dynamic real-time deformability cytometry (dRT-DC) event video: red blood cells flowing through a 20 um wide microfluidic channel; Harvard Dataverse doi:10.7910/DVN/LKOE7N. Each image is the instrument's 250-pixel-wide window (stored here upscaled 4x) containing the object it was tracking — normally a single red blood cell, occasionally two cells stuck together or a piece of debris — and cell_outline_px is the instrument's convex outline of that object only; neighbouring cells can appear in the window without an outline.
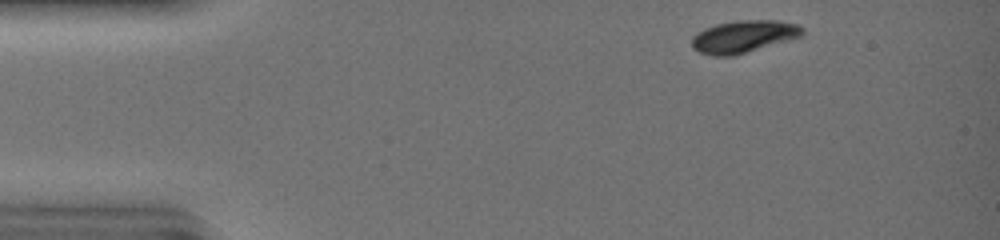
{"species": "common noctule bat (a hibernating species)", "species_latin": "Nyctalus noctula", "temperature_condition": "warm", "stored_images_in_passage": 28, "camera_frame_rate_fps": 3000, "um_per_image_px": 0.085, "animal": {"sex": "female", "body_mass_g": 19.0, "forearm_length_mm": 51.5}, "frame": {"image": 1, "passage_image": 2, "time_ms": 0.333, "image_size_px": [1000, 240], "cell_outline_px": [[804, 32], [800, 36], [736, 56], [712, 56], [700, 52], [692, 48], [692, 36], [696, 32], [704, 28], [716, 24], [740, 20], [776, 20], [800, 24], [804, 28]], "centroid_in_image_um": [63.19, 3.1], "position_along_channel_um": 21.8, "area_um2": 20.98}}
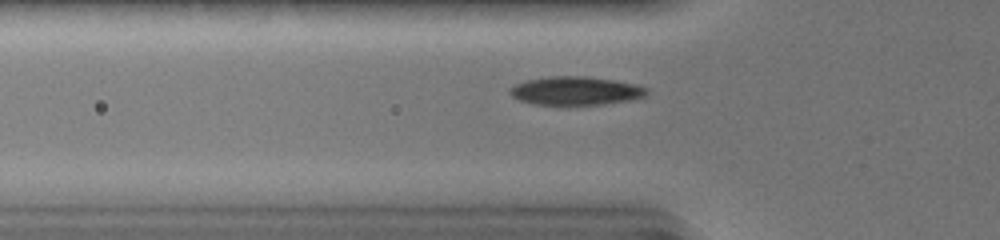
{"frame": {"image": 2, "passage_image": 12, "time_ms": 3.667, "image_size_px": [1000, 240], "cell_outline_px": [[648, 92], [644, 96], [628, 100], [604, 104], [560, 108], [532, 104], [516, 100], [508, 92], [508, 88], [516, 84], [528, 80], [548, 76], [588, 76], [636, 84], [648, 88]], "centroid_in_image_um": [48.85, 7.76], "position_along_channel_um": 77.0, "area_um2": 23.7}}
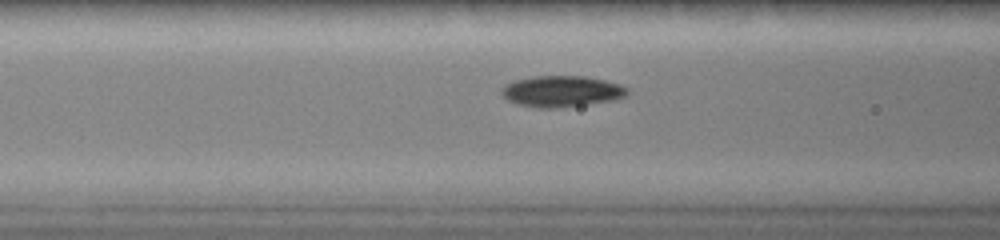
{"frame": {"image": 3, "passage_image": 15, "time_ms": 4.667, "image_size_px": [1000, 240], "cell_outline_px": [[628, 96], [616, 100], [560, 108], [536, 108], [516, 104], [508, 100], [500, 92], [500, 88], [504, 84], [516, 80], [532, 76], [584, 76], [604, 80], [620, 84], [628, 88]], "centroid_in_image_um": [47.74, 7.77], "position_along_channel_um": 118.9, "area_um2": 23.18}}